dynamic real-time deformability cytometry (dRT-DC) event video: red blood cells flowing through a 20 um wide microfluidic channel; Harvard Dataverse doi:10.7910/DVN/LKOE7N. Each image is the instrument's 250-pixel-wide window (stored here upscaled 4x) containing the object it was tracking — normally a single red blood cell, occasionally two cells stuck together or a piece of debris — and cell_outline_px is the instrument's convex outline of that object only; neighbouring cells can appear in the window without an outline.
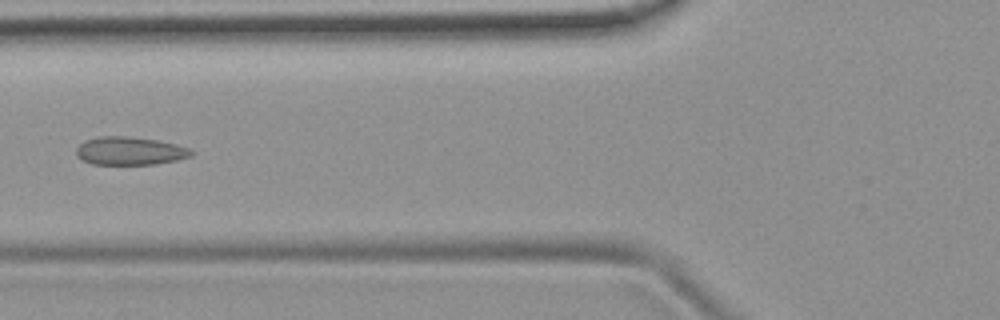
{"species": "common noctule bat (a hibernating species)", "species_latin": "Nyctalus noctula", "temperature_condition": "room temperature", "stored_images_in_passage": 5, "camera_frame_rate_fps": 3000, "um_per_image_px": 0.085, "animal": {"sex": "female", "body_mass_g": 19.9}, "frame": {"image": 1, "passage_image": 5, "time_ms": 5.0, "image_size_px": [1000, 320], "cell_outline_px": [[196, 152], [192, 156], [176, 160], [156, 164], [92, 164], [76, 156], [76, 148], [84, 140], [100, 136], [124, 136], [156, 140], [176, 144], [188, 148]], "centroid_in_image_um": [11.04, 12.83], "position_along_channel_um": 114.8, "area_um2": 18.84}}